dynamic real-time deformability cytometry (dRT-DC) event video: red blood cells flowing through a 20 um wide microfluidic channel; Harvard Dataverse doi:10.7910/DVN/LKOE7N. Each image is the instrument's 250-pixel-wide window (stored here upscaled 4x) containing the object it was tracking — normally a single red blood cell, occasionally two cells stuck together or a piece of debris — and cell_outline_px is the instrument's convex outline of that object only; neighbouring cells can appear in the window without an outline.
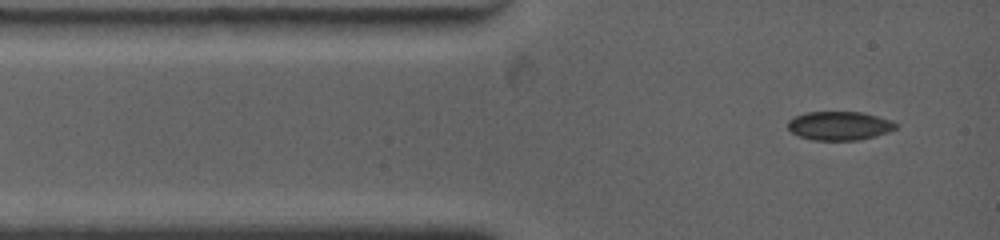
{"species": "common noctule bat (a hibernating species)", "species_latin": "Nyctalus noctula", "temperature_condition": "warm", "stored_images_in_passage": 2, "camera_frame_rate_fps": 4500, "um_per_image_px": 0.085, "animal": {"sex": "female", "body_mass_g": 19.0, "forearm_length_mm": 53.3}, "frame": {"image": 1, "passage_image": 1, "time_ms": 0.0, "image_size_px": [1000, 240], "cell_outline_px": [[896, 128], [888, 132], [856, 140], [812, 140], [800, 136], [792, 132], [788, 128], [788, 120], [796, 116], [808, 112], [860, 112], [876, 116], [888, 120], [896, 124]], "centroid_in_image_um": [71.3, 10.69], "position_along_channel_um": 13.7, "area_um2": 17.69}}